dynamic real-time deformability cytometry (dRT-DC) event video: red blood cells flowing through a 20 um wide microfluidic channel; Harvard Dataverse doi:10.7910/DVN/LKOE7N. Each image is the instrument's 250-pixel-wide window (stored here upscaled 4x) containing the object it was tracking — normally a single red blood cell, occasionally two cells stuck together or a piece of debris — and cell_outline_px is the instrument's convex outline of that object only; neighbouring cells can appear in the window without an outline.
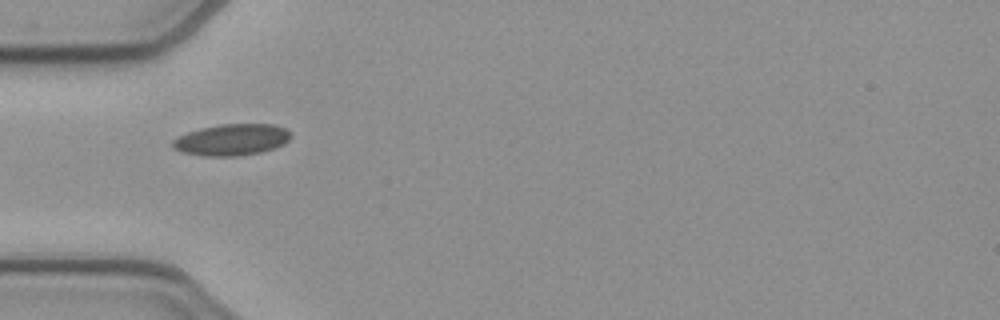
{"species": "common noctule bat (a hibernating species)", "species_latin": "Nyctalus noctula", "temperature_condition": "cold", "stored_images_in_passage": 10, "camera_frame_rate_fps": 3000, "um_per_image_px": 0.085, "animal": {"sex": "female", "body_mass_g": 21.9}, "frame": {"image": 1, "passage_image": 1, "time_ms": 0.0, "image_size_px": [1000, 320], "cell_outline_px": [[292, 136], [284, 144], [276, 148], [260, 152], [240, 156], [204, 156], [184, 152], [172, 148], [172, 140], [188, 132], [200, 128], [220, 124], [272, 124], [284, 128], [292, 132]], "centroid_in_image_um": [19.73, 11.88], "position_along_channel_um": 65.3, "area_um2": 21.73}}